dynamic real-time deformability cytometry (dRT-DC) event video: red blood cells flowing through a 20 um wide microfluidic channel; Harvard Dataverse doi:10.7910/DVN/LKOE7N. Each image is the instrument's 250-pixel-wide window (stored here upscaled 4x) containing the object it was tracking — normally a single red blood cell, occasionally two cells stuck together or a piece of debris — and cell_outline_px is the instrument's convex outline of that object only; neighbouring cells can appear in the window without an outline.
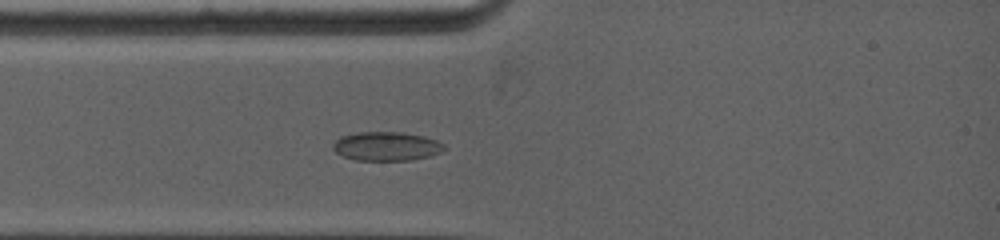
{"species": "common noctule bat (a hibernating species)", "species_latin": "Nyctalus noctula", "temperature_condition": "warm", "stored_images_in_passage": 25, "camera_frame_rate_fps": 5000, "um_per_image_px": 0.085, "animal": {"sex": "female", "body_mass_g": 19.0, "forearm_length_mm": 53.3}, "frame": {"image": 1, "passage_image": 5, "time_ms": 2.2, "image_size_px": [1000, 240], "cell_outline_px": [[444, 148], [440, 152], [428, 156], [412, 160], [356, 160], [344, 156], [336, 152], [332, 148], [332, 144], [336, 140], [344, 136], [360, 132], [400, 132], [424, 136], [436, 140], [444, 144]], "centroid_in_image_um": [32.85, 12.43], "position_along_channel_um": 52.2, "area_um2": 18.5}}
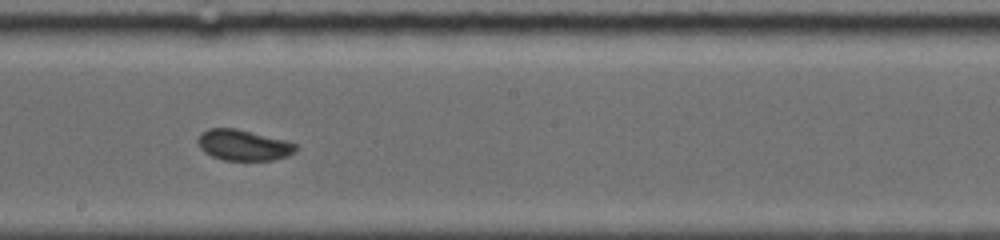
{"frame": {"image": 2, "passage_image": 14, "time_ms": 6.6, "image_size_px": [1000, 240], "cell_outline_px": [[296, 152], [288, 156], [272, 160], [224, 160], [212, 156], [204, 152], [200, 148], [196, 140], [200, 132], [208, 128], [236, 128], [288, 140], [296, 144]], "centroid_in_image_um": [20.68, 12.32], "position_along_channel_um": 227.5, "area_um2": 17.86}}
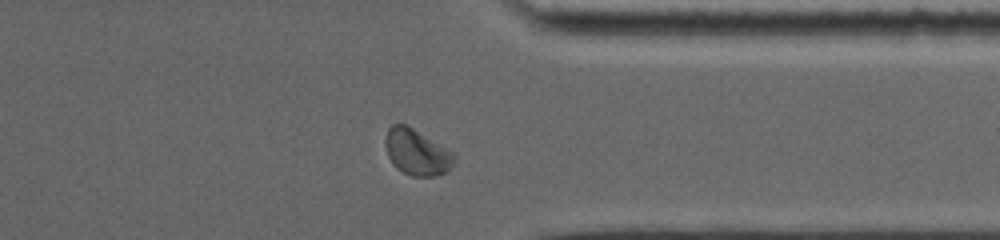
{"frame": {"image": 3, "passage_image": 22, "time_ms": 10.4, "image_size_px": [1000, 240], "cell_outline_px": [[456, 160], [448, 172], [432, 176], [412, 176], [396, 168], [392, 164], [388, 156], [384, 144], [384, 140], [388, 128], [392, 124], [408, 124], [452, 152], [456, 156]], "centroid_in_image_um": [35.41, 12.93], "position_along_channel_um": 376.0, "area_um2": 18.61}, "authors_computed_cell_mechanics": {"area_um2": 17.8024, "velocity_mm_per_s": 3.978, "shape_relaxation_time_tau1_ms": 8.3142, "shape_relaxation_time_tau2_ms": 1.0374, "deformation_change_tau1": 0.1042, "deformation_change_tau2": 0.0488}}